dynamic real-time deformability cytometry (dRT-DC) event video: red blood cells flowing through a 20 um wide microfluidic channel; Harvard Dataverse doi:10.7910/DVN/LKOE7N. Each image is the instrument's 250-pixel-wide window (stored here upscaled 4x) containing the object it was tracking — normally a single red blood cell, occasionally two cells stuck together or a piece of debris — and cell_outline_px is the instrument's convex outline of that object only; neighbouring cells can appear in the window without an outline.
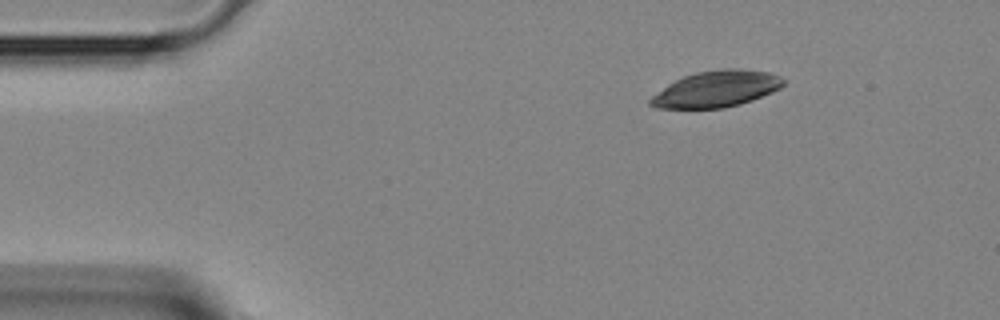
{"species": "Egyptian fruit bat (a non-hibernating species)", "species_latin": "Rousettus aegyptiacus", "temperature_condition": "room temperature", "stored_images_in_passage": 3, "camera_frame_rate_fps": 3000, "um_per_image_px": 0.085, "animal": {"sex": "female"}, "frame": {"image": 1, "passage_image": 1, "time_ms": 0.0, "image_size_px": [1000, 320], "cell_outline_px": [[784, 84], [780, 88], [772, 92], [752, 100], [740, 104], [724, 108], [656, 108], [648, 104], [648, 100], [652, 96], [668, 84], [684, 76], [696, 72], [720, 68], [740, 68], [768, 72], [780, 76], [784, 80]], "centroid_in_image_um": [60.89, 7.56], "position_along_channel_um": 24.1, "area_um2": 28.15}}
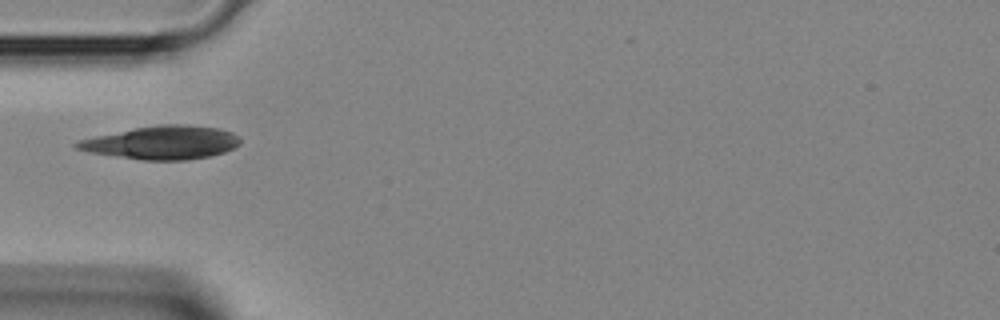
{"frame": {"image": 2, "passage_image": 3, "time_ms": 0.667, "image_size_px": [1000, 320], "cell_outline_px": [[240, 144], [224, 152], [208, 156], [188, 160], [144, 160], [92, 152], [76, 148], [72, 144], [76, 140], [156, 124], [188, 124], [220, 128], [232, 132], [240, 140]], "centroid_in_image_um": [13.79, 12.11], "position_along_channel_um": 71.2, "area_um2": 31.44}}